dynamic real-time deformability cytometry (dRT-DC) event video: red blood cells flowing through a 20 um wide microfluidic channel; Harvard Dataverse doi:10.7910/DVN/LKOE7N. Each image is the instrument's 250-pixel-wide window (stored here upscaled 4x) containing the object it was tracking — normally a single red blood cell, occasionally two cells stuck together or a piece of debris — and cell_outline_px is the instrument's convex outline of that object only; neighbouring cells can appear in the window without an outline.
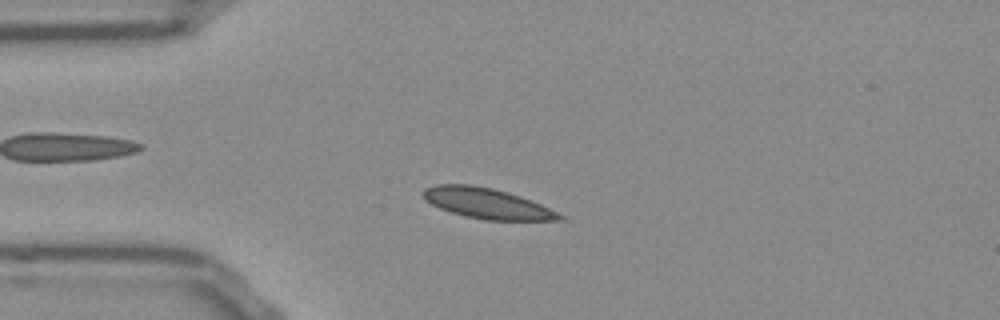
{"species": "Egyptian fruit bat (a non-hibernating species)", "species_latin": "Rousettus aegyptiacus", "temperature_condition": "room temperature", "stored_images_in_passage": 41, "camera_frame_rate_fps": 3000, "um_per_image_px": 0.085, "frame": {"image": 1, "passage_image": 1, "time_ms": 0.0, "image_size_px": [1000, 320], "cell_outline_px": [[564, 220], [484, 220], [464, 216], [440, 208], [432, 204], [424, 196], [424, 188], [436, 184], [472, 184], [492, 188], [508, 192], [520, 196], [540, 204], [564, 216]], "centroid_in_image_um": [41.39, 17.28], "position_along_channel_um": 43.6, "area_um2": 23.93}}
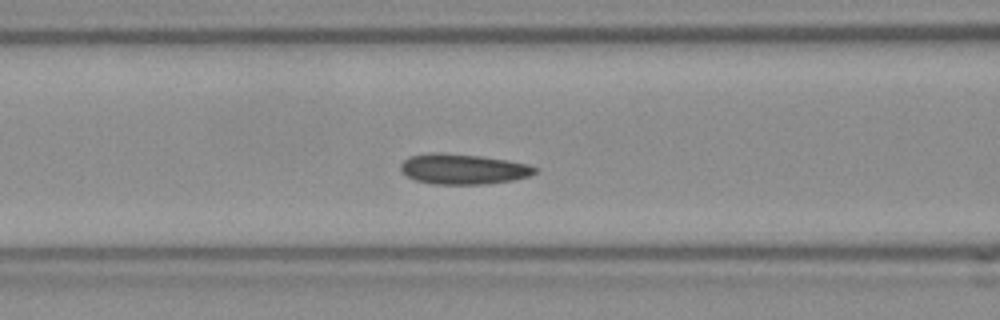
{"frame": {"image": 2, "passage_image": 9, "time_ms": 2.667, "image_size_px": [1000, 320], "cell_outline_px": [[536, 172], [528, 176], [512, 180], [484, 184], [432, 184], [416, 180], [408, 176], [400, 168], [400, 164], [408, 156], [428, 152], [440, 152], [480, 156], [528, 164], [536, 168]], "centroid_in_image_um": [39.31, 14.36], "position_along_channel_um": 127.3, "area_um2": 23.58}}
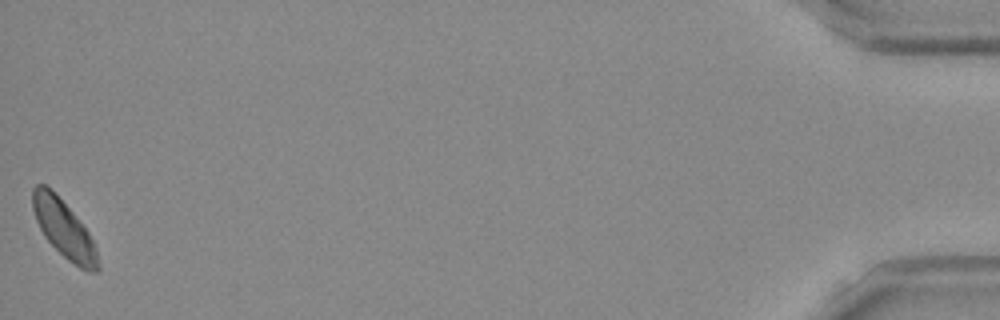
{"frame": {"image": 3, "passage_image": 41, "time_ms": 13.333, "image_size_px": [1000, 320], "cell_outline_px": [[100, 268], [96, 272], [88, 272], [80, 268], [68, 260], [44, 236], [36, 220], [32, 208], [32, 188], [36, 184], [44, 184], [72, 212], [88, 232], [96, 248]], "centroid_in_image_um": [5.43, 19.5], "position_along_channel_um": 429.8, "area_um2": 21.33}}